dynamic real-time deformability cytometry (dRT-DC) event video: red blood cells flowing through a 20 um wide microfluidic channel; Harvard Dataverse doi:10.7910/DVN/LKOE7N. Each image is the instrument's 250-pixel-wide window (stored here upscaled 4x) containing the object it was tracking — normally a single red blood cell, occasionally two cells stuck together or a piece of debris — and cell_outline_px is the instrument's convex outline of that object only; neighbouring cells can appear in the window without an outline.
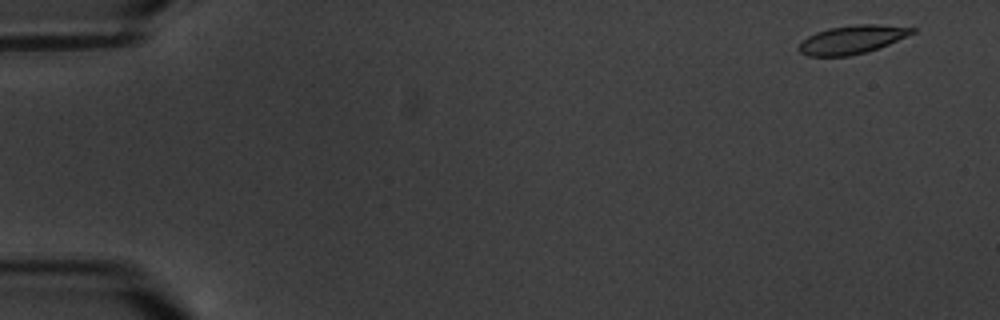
{"species": "common noctule bat (a hibernating species)", "species_latin": "Nyctalus noctula", "temperature_condition": "warm", "stored_images_in_passage": 6, "camera_frame_rate_fps": 3000, "um_per_image_px": 0.085, "animal": {"sex": "male", "body_mass_g": 20.1, "forearm_length_mm": 53.5}, "frame": {"image": 1, "passage_image": 1, "time_ms": 0.0, "image_size_px": [1000, 320], "cell_outline_px": [[916, 32], [908, 36], [888, 44], [864, 52], [848, 56], [808, 56], [800, 52], [796, 48], [808, 36], [816, 32], [828, 28], [856, 24], [880, 24], [916, 28]], "centroid_in_image_um": [72.42, 3.35], "position_along_channel_um": 12.6, "area_um2": 18.67}}
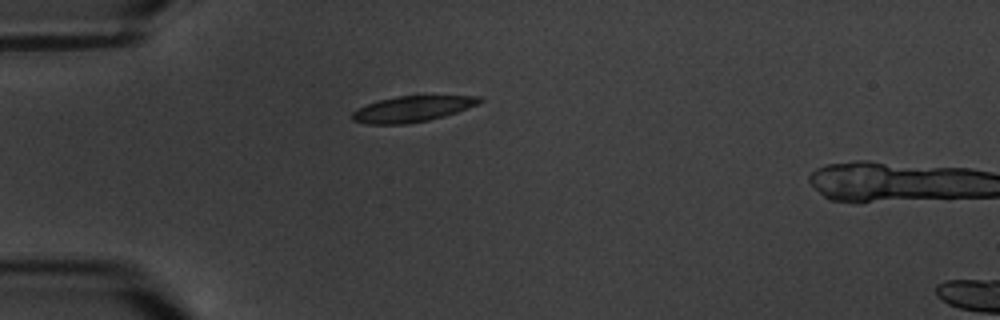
{"frame": {"image": 2, "passage_image": 5, "time_ms": 4.667, "image_size_px": [1000, 320], "cell_outline_px": [[484, 100], [476, 104], [456, 112], [444, 116], [428, 120], [408, 124], [368, 124], [352, 120], [352, 112], [356, 108], [380, 100], [396, 96], [480, 96]], "centroid_in_image_um": [35.0, 9.26], "position_along_channel_um": 50.0, "area_um2": 18.96}}